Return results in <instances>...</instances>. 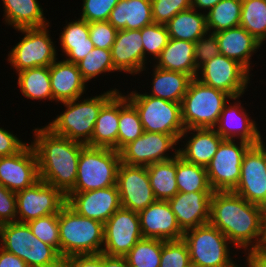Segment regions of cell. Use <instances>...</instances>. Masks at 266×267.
I'll use <instances>...</instances> for the list:
<instances>
[{"mask_svg": "<svg viewBox=\"0 0 266 267\" xmlns=\"http://www.w3.org/2000/svg\"><path fill=\"white\" fill-rule=\"evenodd\" d=\"M264 209L232 191H213L209 223L237 250L252 252L258 245ZM249 247V248H248Z\"/></svg>", "mask_w": 266, "mask_h": 267, "instance_id": "cell-1", "label": "cell"}, {"mask_svg": "<svg viewBox=\"0 0 266 267\" xmlns=\"http://www.w3.org/2000/svg\"><path fill=\"white\" fill-rule=\"evenodd\" d=\"M33 131L39 179L66 195L76 183L78 160L86 145L58 136L46 126Z\"/></svg>", "mask_w": 266, "mask_h": 267, "instance_id": "cell-2", "label": "cell"}, {"mask_svg": "<svg viewBox=\"0 0 266 267\" xmlns=\"http://www.w3.org/2000/svg\"><path fill=\"white\" fill-rule=\"evenodd\" d=\"M119 90L112 89L86 99L62 102L65 111L46 124L54 134L90 146L93 129L102 106Z\"/></svg>", "mask_w": 266, "mask_h": 267, "instance_id": "cell-3", "label": "cell"}, {"mask_svg": "<svg viewBox=\"0 0 266 267\" xmlns=\"http://www.w3.org/2000/svg\"><path fill=\"white\" fill-rule=\"evenodd\" d=\"M60 255L100 254L104 244V224L86 218L67 203L59 212Z\"/></svg>", "mask_w": 266, "mask_h": 267, "instance_id": "cell-4", "label": "cell"}, {"mask_svg": "<svg viewBox=\"0 0 266 267\" xmlns=\"http://www.w3.org/2000/svg\"><path fill=\"white\" fill-rule=\"evenodd\" d=\"M233 98L226 92L193 78L181 101V118L185 129L214 128L224 105Z\"/></svg>", "mask_w": 266, "mask_h": 267, "instance_id": "cell-5", "label": "cell"}, {"mask_svg": "<svg viewBox=\"0 0 266 267\" xmlns=\"http://www.w3.org/2000/svg\"><path fill=\"white\" fill-rule=\"evenodd\" d=\"M0 229L1 248L18 256L28 266L63 267L64 259L59 252L34 236L27 223H5Z\"/></svg>", "mask_w": 266, "mask_h": 267, "instance_id": "cell-6", "label": "cell"}, {"mask_svg": "<svg viewBox=\"0 0 266 267\" xmlns=\"http://www.w3.org/2000/svg\"><path fill=\"white\" fill-rule=\"evenodd\" d=\"M120 163L118 151L86 145L81 150L78 160L76 183L68 193H80L115 186Z\"/></svg>", "mask_w": 266, "mask_h": 267, "instance_id": "cell-7", "label": "cell"}, {"mask_svg": "<svg viewBox=\"0 0 266 267\" xmlns=\"http://www.w3.org/2000/svg\"><path fill=\"white\" fill-rule=\"evenodd\" d=\"M191 264L197 267H240L230 255L228 238L210 223L189 229L183 234Z\"/></svg>", "mask_w": 266, "mask_h": 267, "instance_id": "cell-8", "label": "cell"}, {"mask_svg": "<svg viewBox=\"0 0 266 267\" xmlns=\"http://www.w3.org/2000/svg\"><path fill=\"white\" fill-rule=\"evenodd\" d=\"M138 111L145 132L172 135L177 141L185 130L181 118V103L132 91L126 95Z\"/></svg>", "mask_w": 266, "mask_h": 267, "instance_id": "cell-9", "label": "cell"}, {"mask_svg": "<svg viewBox=\"0 0 266 267\" xmlns=\"http://www.w3.org/2000/svg\"><path fill=\"white\" fill-rule=\"evenodd\" d=\"M49 24L43 27L16 29L25 34L8 54V62L16 73L36 67H48L58 58L50 38Z\"/></svg>", "mask_w": 266, "mask_h": 267, "instance_id": "cell-10", "label": "cell"}, {"mask_svg": "<svg viewBox=\"0 0 266 267\" xmlns=\"http://www.w3.org/2000/svg\"><path fill=\"white\" fill-rule=\"evenodd\" d=\"M223 140L206 166L209 185L213 191H233L241 176L242 159L251 144L238 140ZM239 145V146H238Z\"/></svg>", "mask_w": 266, "mask_h": 267, "instance_id": "cell-11", "label": "cell"}, {"mask_svg": "<svg viewBox=\"0 0 266 267\" xmlns=\"http://www.w3.org/2000/svg\"><path fill=\"white\" fill-rule=\"evenodd\" d=\"M250 76L249 71L238 61L218 54L198 69L196 79L234 98L245 94Z\"/></svg>", "mask_w": 266, "mask_h": 267, "instance_id": "cell-12", "label": "cell"}, {"mask_svg": "<svg viewBox=\"0 0 266 267\" xmlns=\"http://www.w3.org/2000/svg\"><path fill=\"white\" fill-rule=\"evenodd\" d=\"M17 221L27 223L39 217L59 214L67 203L66 195L39 179L32 186L16 193Z\"/></svg>", "mask_w": 266, "mask_h": 267, "instance_id": "cell-13", "label": "cell"}, {"mask_svg": "<svg viewBox=\"0 0 266 267\" xmlns=\"http://www.w3.org/2000/svg\"><path fill=\"white\" fill-rule=\"evenodd\" d=\"M180 144L172 136L155 132H143L135 141L125 145L120 151L121 162L130 166H148L166 161L178 155L176 145ZM174 153L170 156L168 151Z\"/></svg>", "mask_w": 266, "mask_h": 267, "instance_id": "cell-14", "label": "cell"}, {"mask_svg": "<svg viewBox=\"0 0 266 267\" xmlns=\"http://www.w3.org/2000/svg\"><path fill=\"white\" fill-rule=\"evenodd\" d=\"M142 238L138 212L120 207L104 223L102 253L125 256Z\"/></svg>", "mask_w": 266, "mask_h": 267, "instance_id": "cell-15", "label": "cell"}, {"mask_svg": "<svg viewBox=\"0 0 266 267\" xmlns=\"http://www.w3.org/2000/svg\"><path fill=\"white\" fill-rule=\"evenodd\" d=\"M249 203L266 206V170L264 163V141L251 145L245 152L241 176L236 188L232 191Z\"/></svg>", "mask_w": 266, "mask_h": 267, "instance_id": "cell-16", "label": "cell"}, {"mask_svg": "<svg viewBox=\"0 0 266 267\" xmlns=\"http://www.w3.org/2000/svg\"><path fill=\"white\" fill-rule=\"evenodd\" d=\"M116 186L121 207L125 209L140 212L156 201L146 166H130L121 162Z\"/></svg>", "mask_w": 266, "mask_h": 267, "instance_id": "cell-17", "label": "cell"}, {"mask_svg": "<svg viewBox=\"0 0 266 267\" xmlns=\"http://www.w3.org/2000/svg\"><path fill=\"white\" fill-rule=\"evenodd\" d=\"M39 180L38 159L32 144L18 153L0 157V184L12 192H19Z\"/></svg>", "mask_w": 266, "mask_h": 267, "instance_id": "cell-18", "label": "cell"}, {"mask_svg": "<svg viewBox=\"0 0 266 267\" xmlns=\"http://www.w3.org/2000/svg\"><path fill=\"white\" fill-rule=\"evenodd\" d=\"M67 204L78 214L105 223L120 207L117 186L67 193Z\"/></svg>", "mask_w": 266, "mask_h": 267, "instance_id": "cell-19", "label": "cell"}, {"mask_svg": "<svg viewBox=\"0 0 266 267\" xmlns=\"http://www.w3.org/2000/svg\"><path fill=\"white\" fill-rule=\"evenodd\" d=\"M239 98L234 97L235 102L230 103L229 100L224 105L220 118L213 129L225 140L238 138L240 141L256 145L263 138L255 120L248 117L249 115L242 106L241 100H237Z\"/></svg>", "mask_w": 266, "mask_h": 267, "instance_id": "cell-20", "label": "cell"}, {"mask_svg": "<svg viewBox=\"0 0 266 267\" xmlns=\"http://www.w3.org/2000/svg\"><path fill=\"white\" fill-rule=\"evenodd\" d=\"M143 238L163 241L180 240L184 232L179 227L168 201L156 200L138 212Z\"/></svg>", "mask_w": 266, "mask_h": 267, "instance_id": "cell-21", "label": "cell"}, {"mask_svg": "<svg viewBox=\"0 0 266 267\" xmlns=\"http://www.w3.org/2000/svg\"><path fill=\"white\" fill-rule=\"evenodd\" d=\"M212 194L213 192H178L168 200L183 232L209 223Z\"/></svg>", "mask_w": 266, "mask_h": 267, "instance_id": "cell-22", "label": "cell"}, {"mask_svg": "<svg viewBox=\"0 0 266 267\" xmlns=\"http://www.w3.org/2000/svg\"><path fill=\"white\" fill-rule=\"evenodd\" d=\"M110 51L116 72L136 75L143 70L141 30H118Z\"/></svg>", "mask_w": 266, "mask_h": 267, "instance_id": "cell-23", "label": "cell"}, {"mask_svg": "<svg viewBox=\"0 0 266 267\" xmlns=\"http://www.w3.org/2000/svg\"><path fill=\"white\" fill-rule=\"evenodd\" d=\"M194 133H193V132ZM188 133L192 134L188 139ZM187 140L184 147L178 148V155L188 163L206 167L224 140L213 128L185 129L179 137Z\"/></svg>", "mask_w": 266, "mask_h": 267, "instance_id": "cell-24", "label": "cell"}, {"mask_svg": "<svg viewBox=\"0 0 266 267\" xmlns=\"http://www.w3.org/2000/svg\"><path fill=\"white\" fill-rule=\"evenodd\" d=\"M50 81L53 101L58 104L81 98L87 89V82L82 77L77 64L65 60H55L50 65Z\"/></svg>", "mask_w": 266, "mask_h": 267, "instance_id": "cell-25", "label": "cell"}, {"mask_svg": "<svg viewBox=\"0 0 266 267\" xmlns=\"http://www.w3.org/2000/svg\"><path fill=\"white\" fill-rule=\"evenodd\" d=\"M215 34L220 54L238 61L250 72V59L262 44L240 25Z\"/></svg>", "mask_w": 266, "mask_h": 267, "instance_id": "cell-26", "label": "cell"}, {"mask_svg": "<svg viewBox=\"0 0 266 267\" xmlns=\"http://www.w3.org/2000/svg\"><path fill=\"white\" fill-rule=\"evenodd\" d=\"M108 22L118 30H141L152 24L151 0H120Z\"/></svg>", "mask_w": 266, "mask_h": 267, "instance_id": "cell-27", "label": "cell"}, {"mask_svg": "<svg viewBox=\"0 0 266 267\" xmlns=\"http://www.w3.org/2000/svg\"><path fill=\"white\" fill-rule=\"evenodd\" d=\"M195 43L169 38L166 47L156 58L154 66L196 78L198 69L194 58Z\"/></svg>", "mask_w": 266, "mask_h": 267, "instance_id": "cell-28", "label": "cell"}, {"mask_svg": "<svg viewBox=\"0 0 266 267\" xmlns=\"http://www.w3.org/2000/svg\"><path fill=\"white\" fill-rule=\"evenodd\" d=\"M119 122V92L101 108L93 129L90 147L110 148L117 151Z\"/></svg>", "mask_w": 266, "mask_h": 267, "instance_id": "cell-29", "label": "cell"}, {"mask_svg": "<svg viewBox=\"0 0 266 267\" xmlns=\"http://www.w3.org/2000/svg\"><path fill=\"white\" fill-rule=\"evenodd\" d=\"M60 34L59 41L67 62L77 64L95 48L90 39L88 22L82 18L67 23Z\"/></svg>", "mask_w": 266, "mask_h": 267, "instance_id": "cell-30", "label": "cell"}, {"mask_svg": "<svg viewBox=\"0 0 266 267\" xmlns=\"http://www.w3.org/2000/svg\"><path fill=\"white\" fill-rule=\"evenodd\" d=\"M5 24L14 29L43 27L49 23L37 0H2Z\"/></svg>", "mask_w": 266, "mask_h": 267, "instance_id": "cell-31", "label": "cell"}, {"mask_svg": "<svg viewBox=\"0 0 266 267\" xmlns=\"http://www.w3.org/2000/svg\"><path fill=\"white\" fill-rule=\"evenodd\" d=\"M152 78L151 92L145 94L175 103H181L193 79L186 73L168 71L156 66H154Z\"/></svg>", "mask_w": 266, "mask_h": 267, "instance_id": "cell-32", "label": "cell"}, {"mask_svg": "<svg viewBox=\"0 0 266 267\" xmlns=\"http://www.w3.org/2000/svg\"><path fill=\"white\" fill-rule=\"evenodd\" d=\"M169 38L195 43L207 33L206 14L190 8L177 13L166 24Z\"/></svg>", "mask_w": 266, "mask_h": 267, "instance_id": "cell-33", "label": "cell"}, {"mask_svg": "<svg viewBox=\"0 0 266 267\" xmlns=\"http://www.w3.org/2000/svg\"><path fill=\"white\" fill-rule=\"evenodd\" d=\"M156 200L168 201L179 191L176 182V157L146 166Z\"/></svg>", "mask_w": 266, "mask_h": 267, "instance_id": "cell-34", "label": "cell"}, {"mask_svg": "<svg viewBox=\"0 0 266 267\" xmlns=\"http://www.w3.org/2000/svg\"><path fill=\"white\" fill-rule=\"evenodd\" d=\"M17 75V83L24 97L31 100L53 101L50 66L24 69Z\"/></svg>", "mask_w": 266, "mask_h": 267, "instance_id": "cell-35", "label": "cell"}, {"mask_svg": "<svg viewBox=\"0 0 266 267\" xmlns=\"http://www.w3.org/2000/svg\"><path fill=\"white\" fill-rule=\"evenodd\" d=\"M122 94L119 91L118 152L128 143L135 141L144 132L138 111L128 101L125 94Z\"/></svg>", "mask_w": 266, "mask_h": 267, "instance_id": "cell-36", "label": "cell"}, {"mask_svg": "<svg viewBox=\"0 0 266 267\" xmlns=\"http://www.w3.org/2000/svg\"><path fill=\"white\" fill-rule=\"evenodd\" d=\"M176 182L179 192H213L206 167L188 163L176 155Z\"/></svg>", "mask_w": 266, "mask_h": 267, "instance_id": "cell-37", "label": "cell"}, {"mask_svg": "<svg viewBox=\"0 0 266 267\" xmlns=\"http://www.w3.org/2000/svg\"><path fill=\"white\" fill-rule=\"evenodd\" d=\"M242 0H221L206 14L208 32H219L240 25Z\"/></svg>", "mask_w": 266, "mask_h": 267, "instance_id": "cell-38", "label": "cell"}, {"mask_svg": "<svg viewBox=\"0 0 266 267\" xmlns=\"http://www.w3.org/2000/svg\"><path fill=\"white\" fill-rule=\"evenodd\" d=\"M240 26L263 44L266 41V0H242Z\"/></svg>", "mask_w": 266, "mask_h": 267, "instance_id": "cell-39", "label": "cell"}, {"mask_svg": "<svg viewBox=\"0 0 266 267\" xmlns=\"http://www.w3.org/2000/svg\"><path fill=\"white\" fill-rule=\"evenodd\" d=\"M162 240L142 238L124 256L128 267H159Z\"/></svg>", "mask_w": 266, "mask_h": 267, "instance_id": "cell-40", "label": "cell"}, {"mask_svg": "<svg viewBox=\"0 0 266 267\" xmlns=\"http://www.w3.org/2000/svg\"><path fill=\"white\" fill-rule=\"evenodd\" d=\"M77 66L87 83L92 78H97L99 74L116 71L112 62L111 51L96 47L79 61Z\"/></svg>", "mask_w": 266, "mask_h": 267, "instance_id": "cell-41", "label": "cell"}, {"mask_svg": "<svg viewBox=\"0 0 266 267\" xmlns=\"http://www.w3.org/2000/svg\"><path fill=\"white\" fill-rule=\"evenodd\" d=\"M143 42V70H146V55H151L153 61L160 55L169 41V34L166 25L158 23L149 24L141 29Z\"/></svg>", "mask_w": 266, "mask_h": 267, "instance_id": "cell-42", "label": "cell"}, {"mask_svg": "<svg viewBox=\"0 0 266 267\" xmlns=\"http://www.w3.org/2000/svg\"><path fill=\"white\" fill-rule=\"evenodd\" d=\"M59 214H50L27 222L31 232L40 241L54 247L60 254Z\"/></svg>", "mask_w": 266, "mask_h": 267, "instance_id": "cell-43", "label": "cell"}, {"mask_svg": "<svg viewBox=\"0 0 266 267\" xmlns=\"http://www.w3.org/2000/svg\"><path fill=\"white\" fill-rule=\"evenodd\" d=\"M191 264L186 243L180 240H162V252L159 267H188Z\"/></svg>", "mask_w": 266, "mask_h": 267, "instance_id": "cell-44", "label": "cell"}, {"mask_svg": "<svg viewBox=\"0 0 266 267\" xmlns=\"http://www.w3.org/2000/svg\"><path fill=\"white\" fill-rule=\"evenodd\" d=\"M154 23L166 25L177 13L192 8V0H151Z\"/></svg>", "mask_w": 266, "mask_h": 267, "instance_id": "cell-45", "label": "cell"}, {"mask_svg": "<svg viewBox=\"0 0 266 267\" xmlns=\"http://www.w3.org/2000/svg\"><path fill=\"white\" fill-rule=\"evenodd\" d=\"M81 18L86 22L108 21L111 11L120 0H82Z\"/></svg>", "mask_w": 266, "mask_h": 267, "instance_id": "cell-46", "label": "cell"}, {"mask_svg": "<svg viewBox=\"0 0 266 267\" xmlns=\"http://www.w3.org/2000/svg\"><path fill=\"white\" fill-rule=\"evenodd\" d=\"M91 42L96 48L110 50L115 42L117 30L108 22L88 23Z\"/></svg>", "mask_w": 266, "mask_h": 267, "instance_id": "cell-47", "label": "cell"}, {"mask_svg": "<svg viewBox=\"0 0 266 267\" xmlns=\"http://www.w3.org/2000/svg\"><path fill=\"white\" fill-rule=\"evenodd\" d=\"M218 54H220V49L215 33L207 31L195 42L194 58L197 69Z\"/></svg>", "mask_w": 266, "mask_h": 267, "instance_id": "cell-48", "label": "cell"}, {"mask_svg": "<svg viewBox=\"0 0 266 267\" xmlns=\"http://www.w3.org/2000/svg\"><path fill=\"white\" fill-rule=\"evenodd\" d=\"M17 221L16 193L0 184V225Z\"/></svg>", "mask_w": 266, "mask_h": 267, "instance_id": "cell-49", "label": "cell"}, {"mask_svg": "<svg viewBox=\"0 0 266 267\" xmlns=\"http://www.w3.org/2000/svg\"><path fill=\"white\" fill-rule=\"evenodd\" d=\"M26 144L13 133L0 127V157L14 155Z\"/></svg>", "mask_w": 266, "mask_h": 267, "instance_id": "cell-50", "label": "cell"}, {"mask_svg": "<svg viewBox=\"0 0 266 267\" xmlns=\"http://www.w3.org/2000/svg\"><path fill=\"white\" fill-rule=\"evenodd\" d=\"M63 267H103V253L69 256Z\"/></svg>", "mask_w": 266, "mask_h": 267, "instance_id": "cell-51", "label": "cell"}, {"mask_svg": "<svg viewBox=\"0 0 266 267\" xmlns=\"http://www.w3.org/2000/svg\"><path fill=\"white\" fill-rule=\"evenodd\" d=\"M0 267H28V265L15 254L9 253L1 248Z\"/></svg>", "mask_w": 266, "mask_h": 267, "instance_id": "cell-52", "label": "cell"}, {"mask_svg": "<svg viewBox=\"0 0 266 267\" xmlns=\"http://www.w3.org/2000/svg\"><path fill=\"white\" fill-rule=\"evenodd\" d=\"M252 253L266 256V213H264L262 218L261 235L258 245Z\"/></svg>", "mask_w": 266, "mask_h": 267, "instance_id": "cell-53", "label": "cell"}, {"mask_svg": "<svg viewBox=\"0 0 266 267\" xmlns=\"http://www.w3.org/2000/svg\"><path fill=\"white\" fill-rule=\"evenodd\" d=\"M103 267H128L124 256H110L103 253Z\"/></svg>", "mask_w": 266, "mask_h": 267, "instance_id": "cell-54", "label": "cell"}, {"mask_svg": "<svg viewBox=\"0 0 266 267\" xmlns=\"http://www.w3.org/2000/svg\"><path fill=\"white\" fill-rule=\"evenodd\" d=\"M247 267H266V256L252 252L244 253Z\"/></svg>", "mask_w": 266, "mask_h": 267, "instance_id": "cell-55", "label": "cell"}, {"mask_svg": "<svg viewBox=\"0 0 266 267\" xmlns=\"http://www.w3.org/2000/svg\"><path fill=\"white\" fill-rule=\"evenodd\" d=\"M221 0H192V8L201 11L205 10H210L212 7H214L217 3H219ZM201 9V10H200Z\"/></svg>", "mask_w": 266, "mask_h": 267, "instance_id": "cell-56", "label": "cell"}, {"mask_svg": "<svg viewBox=\"0 0 266 267\" xmlns=\"http://www.w3.org/2000/svg\"><path fill=\"white\" fill-rule=\"evenodd\" d=\"M264 163H265V170H266V146L264 142Z\"/></svg>", "mask_w": 266, "mask_h": 267, "instance_id": "cell-57", "label": "cell"}, {"mask_svg": "<svg viewBox=\"0 0 266 267\" xmlns=\"http://www.w3.org/2000/svg\"><path fill=\"white\" fill-rule=\"evenodd\" d=\"M0 240H1V229H0ZM1 242L2 241H0V249H1Z\"/></svg>", "mask_w": 266, "mask_h": 267, "instance_id": "cell-58", "label": "cell"}, {"mask_svg": "<svg viewBox=\"0 0 266 267\" xmlns=\"http://www.w3.org/2000/svg\"><path fill=\"white\" fill-rule=\"evenodd\" d=\"M188 267H197V266H195V265H193V264H190Z\"/></svg>", "mask_w": 266, "mask_h": 267, "instance_id": "cell-59", "label": "cell"}]
</instances>
